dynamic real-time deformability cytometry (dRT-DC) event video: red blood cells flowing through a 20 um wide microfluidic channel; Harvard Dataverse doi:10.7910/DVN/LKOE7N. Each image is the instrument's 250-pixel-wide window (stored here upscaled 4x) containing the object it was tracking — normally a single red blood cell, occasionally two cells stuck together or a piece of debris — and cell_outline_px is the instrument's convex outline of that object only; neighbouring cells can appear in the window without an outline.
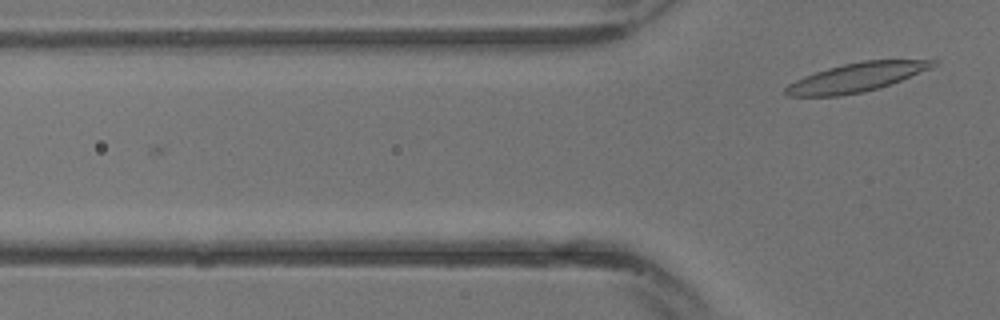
{"species": "common noctule bat (a hibernating species)", "species_latin": "Nyctalus noctula", "temperature_condition": "warm", "stored_images_in_passage": 3, "camera_frame_rate_fps": 3000, "um_per_image_px": 0.085, "animal": {"sex": "male", "body_mass_g": 13.3}, "frame": {"image": 1, "passage_image": 3, "time_ms": 0.667, "image_size_px": [1000, 320], "cell_outline_px": [[940, 60], [932, 68], [900, 80], [864, 92], [840, 96], [784, 96], [784, 88], [788, 84], [804, 76], [828, 68], [844, 64], [864, 60]], "centroid_in_image_um": [72.76, 6.58], "position_along_channel_um": 53.0, "area_um2": 24.57}}